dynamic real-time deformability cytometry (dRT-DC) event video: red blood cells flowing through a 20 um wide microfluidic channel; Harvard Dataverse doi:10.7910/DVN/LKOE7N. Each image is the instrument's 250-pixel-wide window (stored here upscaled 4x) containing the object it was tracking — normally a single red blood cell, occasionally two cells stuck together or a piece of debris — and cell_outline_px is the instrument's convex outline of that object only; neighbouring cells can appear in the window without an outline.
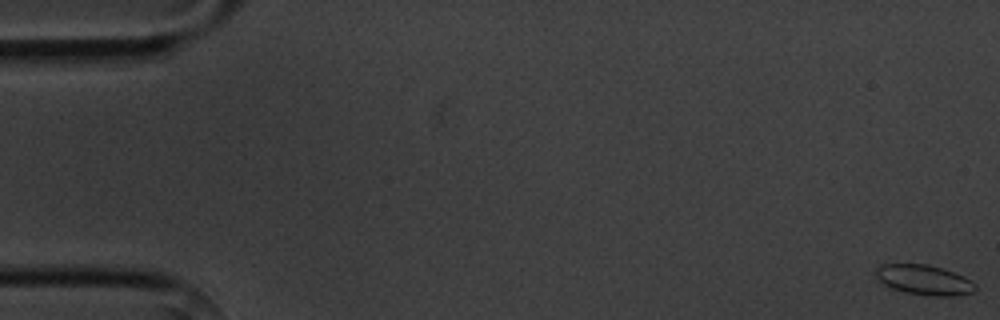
{"species": "common noctule bat (a hibernating species)", "species_latin": "Nyctalus noctula", "temperature_condition": "cold", "stored_images_in_passage": 7, "camera_frame_rate_fps": 3000, "um_per_image_px": 0.085, "animal": {"sex": "male", "body_mass_g": 20.1, "forearm_length_mm": 53.5}, "frame": {"image": 1, "passage_image": 1, "time_ms": 0.0, "image_size_px": [1000, 320], "cell_outline_px": [[976, 288], [972, 292], [952, 296], [928, 296], [904, 292], [892, 288], [884, 284], [876, 276], [876, 268], [880, 264], [928, 264], [964, 276], [976, 284]], "centroid_in_image_um": [78.54, 23.79], "position_along_channel_um": 6.5, "area_um2": 17.28}}
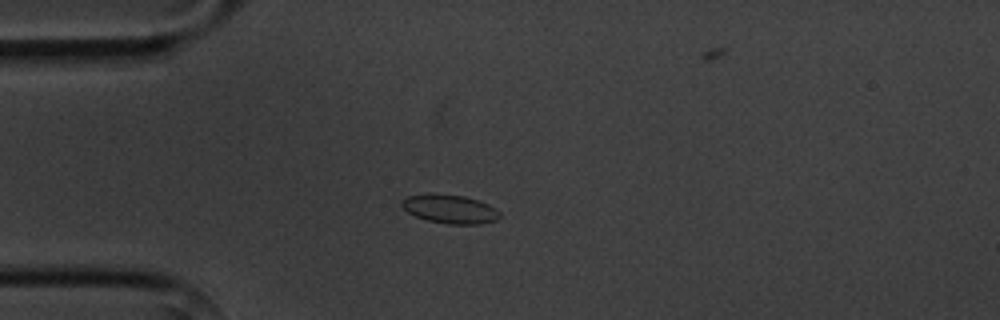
{"frame": {"image": 2, "passage_image": 5, "time_ms": 4.667, "image_size_px": [1000, 320], "cell_outline_px": [[500, 216], [496, 220], [480, 224], [448, 224], [428, 220], [416, 216], [408, 212], [400, 204], [408, 196], [428, 192], [464, 196], [488, 204], [496, 208], [500, 212]], "centroid_in_image_um": [38.25, 17.75], "position_along_channel_um": 46.8, "area_um2": 16.42}}
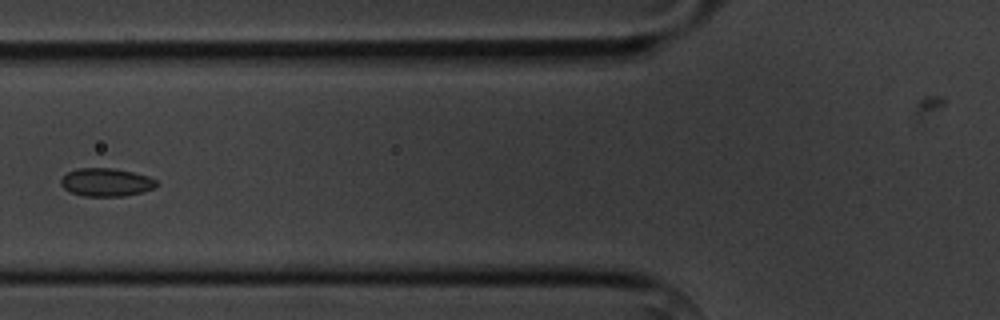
{"frame": {"image": 3, "passage_image": 7, "time_ms": 7.0, "image_size_px": [1000, 320], "cell_outline_px": [[160, 184], [156, 188], [144, 192], [124, 196], [84, 196], [72, 192], [64, 188], [60, 184], [60, 180], [68, 172], [76, 168], [112, 168], [132, 172], [148, 176], [156, 180]], "centroid_in_image_um": [9.07, 15.5], "position_along_channel_um": 116.7, "area_um2": 15.78}}